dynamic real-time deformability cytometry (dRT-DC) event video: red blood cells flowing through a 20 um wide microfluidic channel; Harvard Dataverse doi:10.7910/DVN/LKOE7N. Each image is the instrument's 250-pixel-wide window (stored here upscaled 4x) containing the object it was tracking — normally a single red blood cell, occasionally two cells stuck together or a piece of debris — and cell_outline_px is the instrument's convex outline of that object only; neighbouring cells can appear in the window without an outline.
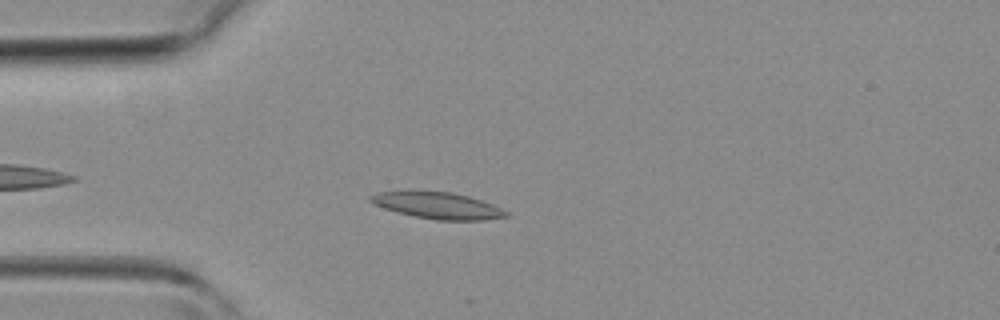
{"species": "common noctule bat (a hibernating species)", "species_latin": "Nyctalus noctula", "temperature_condition": "room temperature", "stored_images_in_passage": 7, "camera_frame_rate_fps": 3000, "um_per_image_px": 0.085, "animal": {"sex": "female", "body_mass_g": 19.3, "forearm_length_mm": 54.1}, "frame": {"image": 1, "passage_image": 5, "time_ms": 1.333, "image_size_px": [1000, 320], "cell_outline_px": [[508, 216], [484, 220], [436, 220], [396, 212], [384, 208], [368, 200], [368, 196], [376, 192], [452, 192], [468, 196], [492, 204], [508, 212]], "centroid_in_image_um": [37.21, 17.48], "position_along_channel_um": 47.8, "area_um2": 20.52}}